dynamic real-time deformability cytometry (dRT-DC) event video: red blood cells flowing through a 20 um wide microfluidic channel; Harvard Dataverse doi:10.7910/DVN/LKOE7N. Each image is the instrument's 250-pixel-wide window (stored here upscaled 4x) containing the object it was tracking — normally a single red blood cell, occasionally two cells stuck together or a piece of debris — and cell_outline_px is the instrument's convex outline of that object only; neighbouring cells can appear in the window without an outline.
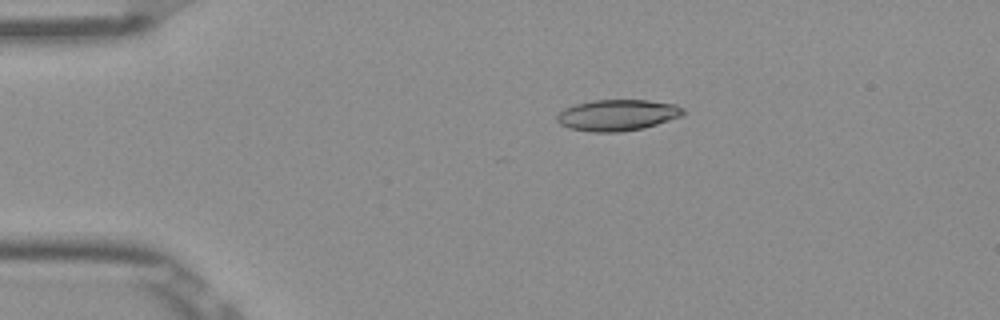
{"species": "Egyptian fruit bat (a non-hibernating species)", "species_latin": "Rousettus aegyptiacus", "temperature_condition": "room temperature", "stored_images_in_passage": 35, "camera_frame_rate_fps": 3000, "um_per_image_px": 0.085, "frame": {"image": 1, "passage_image": 5, "time_ms": 1.333, "image_size_px": [1000, 320], "cell_outline_px": [[684, 116], [644, 128], [620, 132], [592, 132], [568, 128], [560, 124], [556, 120], [556, 116], [564, 108], [576, 104], [592, 100], [648, 100], [676, 104], [684, 108]], "centroid_in_image_um": [52.5, 9.78], "position_along_channel_um": 32.5, "area_um2": 23.18}}
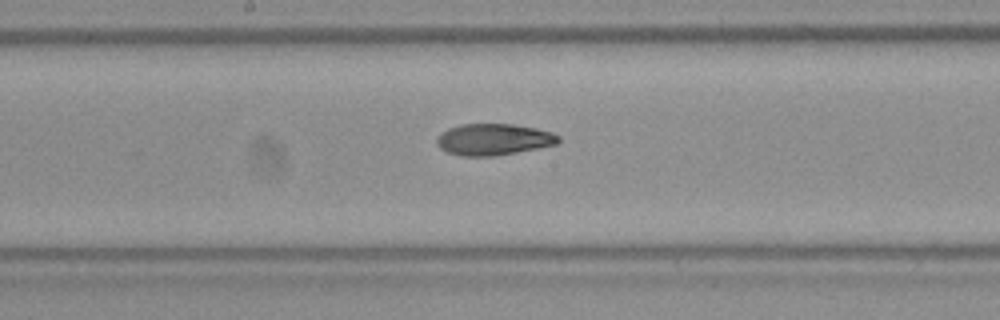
{"frame": {"image": 2, "passage_image": 22, "time_ms": 7.0, "image_size_px": [1000, 320], "cell_outline_px": [[560, 140], [556, 144], [496, 156], [460, 156], [448, 152], [440, 148], [436, 144], [436, 136], [448, 128], [460, 124], [516, 124], [536, 128], [552, 132], [560, 136]], "centroid_in_image_um": [41.93, 11.84], "position_along_channel_um": 206.3, "area_um2": 22.43}}
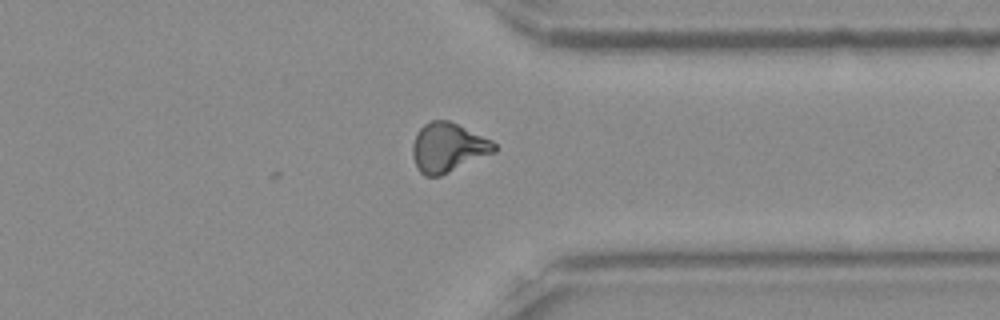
{"frame": {"image": 3, "passage_image": 35, "time_ms": 11.333, "image_size_px": [1000, 320], "cell_outline_px": [[496, 152], [440, 176], [424, 176], [420, 172], [412, 156], [412, 144], [416, 132], [424, 124], [432, 120], [448, 120], [492, 140], [496, 144]], "centroid_in_image_um": [38.07, 12.54], "position_along_channel_um": 373.3, "area_um2": 23.47}, "authors_computed_cell_mechanics": {"area_um2": 22.4264, "velocity_mm_per_s": 3.9122, "shape_relaxation_time_tau1_ms": null, "shape_relaxation_time_tau2_ms": 5.6046, "deformation_change_tau1": null, "deformation_change_tau2": 0.132}}